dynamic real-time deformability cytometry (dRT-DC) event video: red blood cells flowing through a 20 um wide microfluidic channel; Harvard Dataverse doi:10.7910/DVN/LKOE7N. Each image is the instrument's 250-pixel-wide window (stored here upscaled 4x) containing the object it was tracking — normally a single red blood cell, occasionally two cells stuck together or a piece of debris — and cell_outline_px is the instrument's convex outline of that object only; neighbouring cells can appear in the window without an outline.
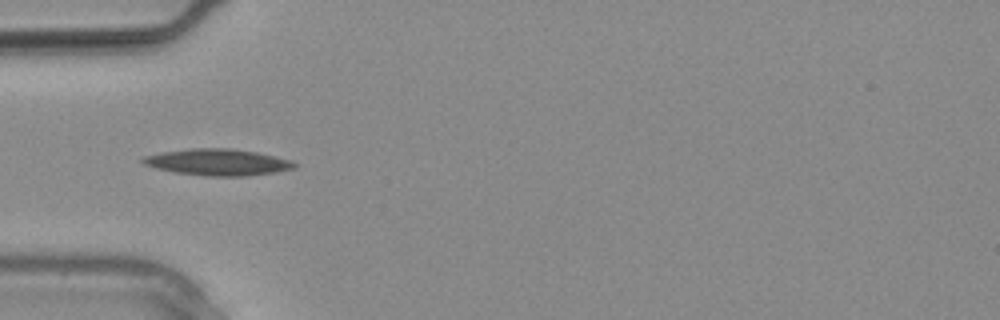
{"species": "common noctule bat (a hibernating species)", "species_latin": "Nyctalus noctula", "temperature_condition": "warm", "stored_images_in_passage": 4, "camera_frame_rate_fps": 3000, "um_per_image_px": 0.085, "animal": {"sex": "male", "body_mass_g": 20.4}, "frame": {"image": 1, "passage_image": 1, "time_ms": 0.0, "image_size_px": [1000, 320], "cell_outline_px": [[300, 164], [296, 168], [276, 172], [244, 176], [212, 176], [176, 172], [156, 168], [144, 164], [140, 160], [144, 156], [160, 152], [188, 148], [232, 148], [256, 152], [292, 160]], "centroid_in_image_um": [18.54, 13.77], "position_along_channel_um": 66.5, "area_um2": 23.47}}